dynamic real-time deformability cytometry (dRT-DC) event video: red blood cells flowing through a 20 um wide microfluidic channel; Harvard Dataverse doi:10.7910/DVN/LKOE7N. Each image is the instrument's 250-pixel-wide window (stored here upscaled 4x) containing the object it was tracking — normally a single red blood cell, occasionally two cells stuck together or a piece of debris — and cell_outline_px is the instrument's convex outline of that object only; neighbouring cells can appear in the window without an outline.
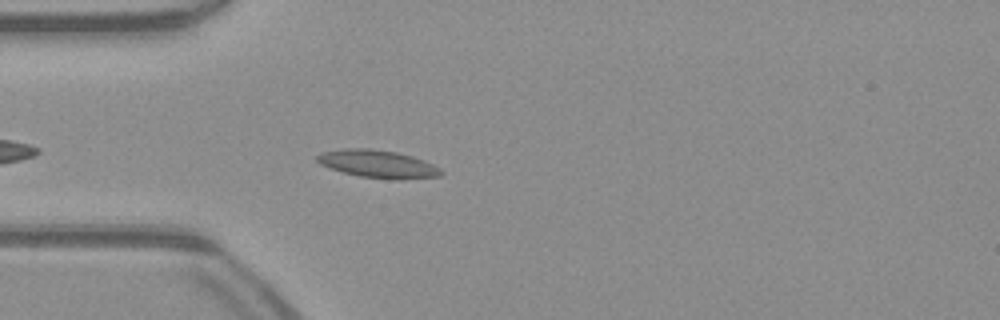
{"species": "common noctule bat (a hibernating species)", "species_latin": "Nyctalus noctula", "temperature_condition": "warm", "stored_images_in_passage": 32, "camera_frame_rate_fps": 3000, "um_per_image_px": 0.085, "animal": {"sex": "male", "body_mass_g": 23.1, "forearm_length_mm": 52.7}, "frame": {"image": 1, "passage_image": 5, "time_ms": 1.333, "image_size_px": [1000, 320], "cell_outline_px": [[444, 172], [440, 176], [400, 180], [396, 180], [360, 176], [328, 168], [320, 164], [316, 160], [316, 156], [320, 152], [344, 148], [368, 148], [396, 152], [412, 156], [424, 160], [440, 168]], "centroid_in_image_um": [32.11, 13.93], "position_along_channel_um": 52.9, "area_um2": 20.17}}
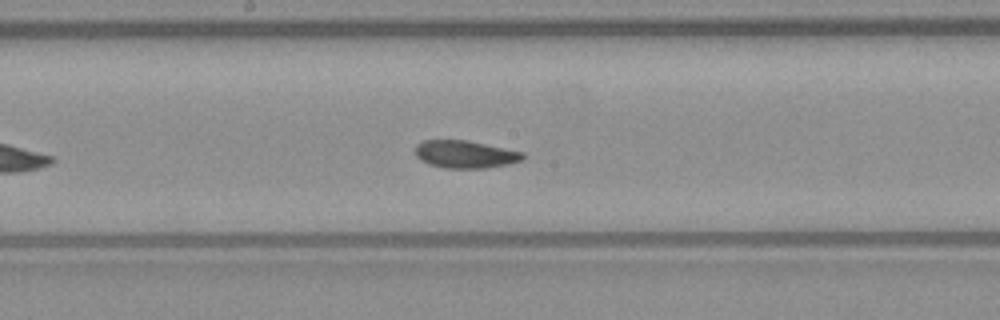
{"frame": {"image": 2, "passage_image": 17, "time_ms": 5.333, "image_size_px": [1000, 320], "cell_outline_px": [[524, 156], [520, 160], [508, 164], [484, 168], [444, 168], [428, 164], [420, 160], [416, 156], [416, 144], [424, 140], [468, 140], [524, 152]], "centroid_in_image_um": [39.51, 13.11], "position_along_channel_um": 208.7, "area_um2": 17.28}}
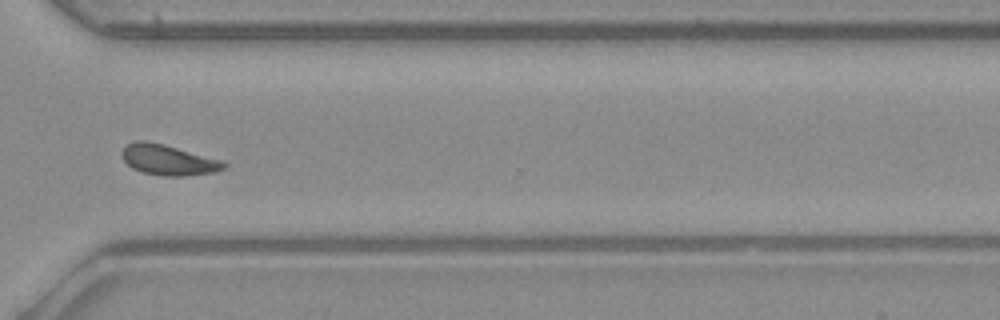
{"frame": {"image": 3, "passage_image": 28, "time_ms": 9.0, "image_size_px": [1000, 320], "cell_outline_px": [[228, 168], [216, 172], [184, 176], [164, 176], [144, 172], [132, 168], [124, 160], [120, 152], [128, 144], [136, 140], [144, 140], [164, 144], [224, 160], [228, 164]], "centroid_in_image_um": [14.37, 13.59], "position_along_channel_um": 356.2, "area_um2": 18.32}, "authors_computed_cell_mechanics": {"area_um2": 17.5712, "velocity_mm_per_s": 4.0255, "shape_relaxation_time_tau1_ms": null, "shape_relaxation_time_tau2_ms": 3.0176, "deformation_change_tau1": null, "deformation_change_tau2": 0.0833}}